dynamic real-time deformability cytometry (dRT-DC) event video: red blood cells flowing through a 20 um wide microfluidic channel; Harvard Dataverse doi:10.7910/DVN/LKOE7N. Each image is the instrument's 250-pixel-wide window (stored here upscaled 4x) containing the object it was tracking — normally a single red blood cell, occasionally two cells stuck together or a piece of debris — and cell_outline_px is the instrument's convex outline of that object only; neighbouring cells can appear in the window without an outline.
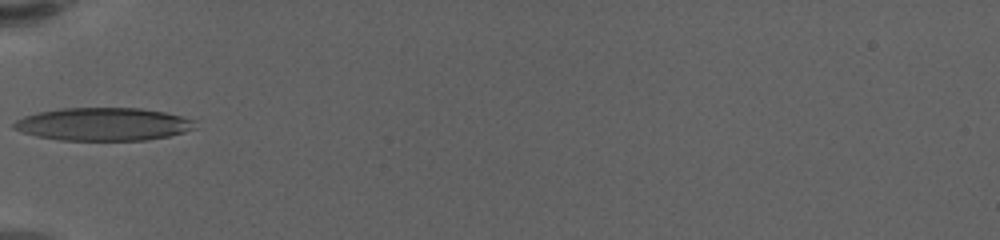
{"species": "human", "species_latin": "Homo sapiens", "temperature_condition": "warm", "stored_images_in_passage": 34, "camera_frame_rate_fps": 3000, "um_per_image_px": 0.085, "donor": {"sex": "female"}, "frame": {"image": 1, "passage_image": 1, "time_ms": 0.0, "image_size_px": [1000, 240], "cell_outline_px": [[196, 128], [184, 132], [168, 136], [144, 140], [60, 140], [36, 136], [12, 128], [12, 124], [16, 120], [24, 116], [36, 112], [60, 108], [140, 108], [164, 112], [196, 120]], "centroid_in_image_um": [8.77, 10.55], "position_along_channel_um": 76.2, "area_um2": 34.85}}
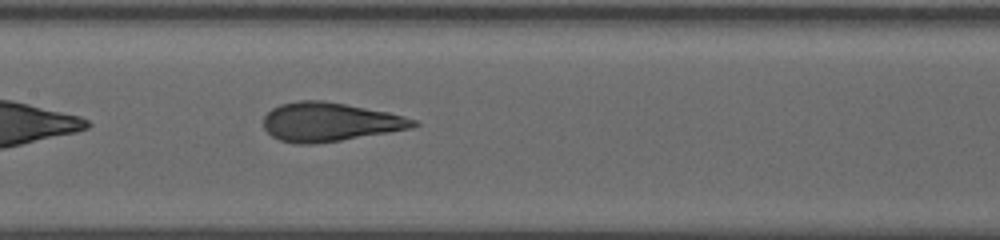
{"frame": {"image": 2, "passage_image": 10, "time_ms": 3.0, "image_size_px": [1000, 240], "cell_outline_px": [[420, 124], [412, 128], [340, 140], [312, 144], [296, 144], [280, 140], [272, 136], [264, 128], [264, 116], [272, 108], [280, 104], [300, 100], [324, 100], [388, 112], [404, 116], [416, 120]], "centroid_in_image_um": [28.01, 10.36], "position_along_channel_um": 179.4, "area_um2": 33.76}}
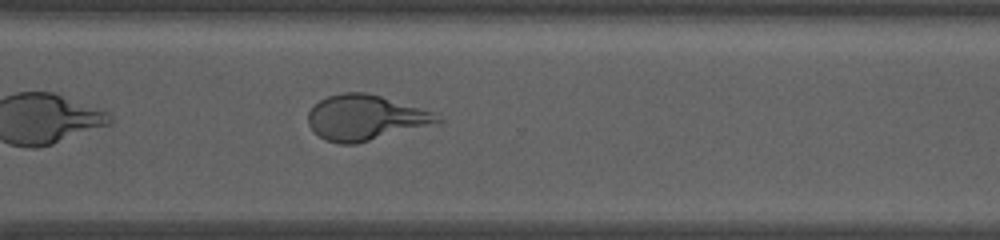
{"frame": {"image": 3, "passage_image": 24, "time_ms": 7.667, "image_size_px": [1000, 240], "cell_outline_px": [[444, 120], [440, 124], [356, 144], [340, 144], [324, 140], [308, 124], [308, 112], [320, 100], [328, 96], [344, 92], [364, 92], [380, 96], [432, 112]], "centroid_in_image_um": [31.09, 10.02], "position_along_channel_um": 339.5, "area_um2": 34.16}, "authors_computed_cell_mechanics": {"area_um2": 33.7841, "velocity_mm_per_s": 3.4377, "shape_relaxation_time_tau1_ms": 4.5278, "shape_relaxation_time_tau2_ms": 0.8645, "deformation_change_tau1": 0.2212, "deformation_change_tau2": 0.0858}}